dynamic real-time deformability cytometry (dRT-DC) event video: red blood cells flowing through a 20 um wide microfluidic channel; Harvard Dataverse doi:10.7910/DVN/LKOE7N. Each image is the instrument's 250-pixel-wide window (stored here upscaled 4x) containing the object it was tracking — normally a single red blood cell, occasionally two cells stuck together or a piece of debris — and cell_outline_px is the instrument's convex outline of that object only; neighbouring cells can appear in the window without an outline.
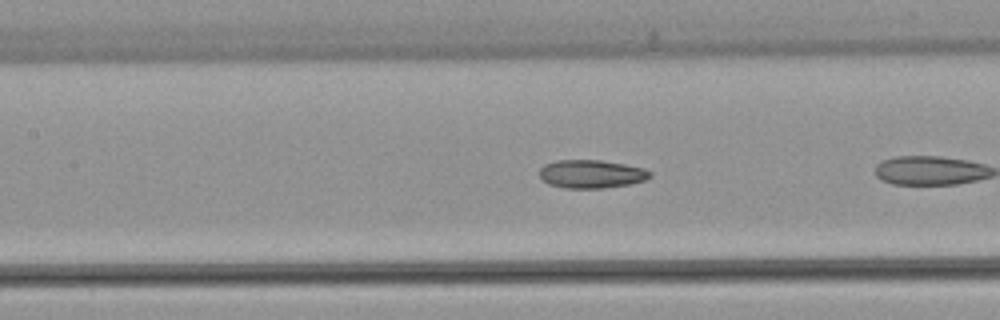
{"species": "common noctule bat (a hibernating species)", "species_latin": "Nyctalus noctula", "temperature_condition": "warm", "stored_images_in_passage": 25, "camera_frame_rate_fps": 3000, "um_per_image_px": 0.085, "animal": {"sex": "female", "body_mass_g": 22.7, "forearm_length_mm": 54.2}, "frame": {"image": 1, "passage_image": 8, "time_ms": 2.333, "image_size_px": [1000, 320], "cell_outline_px": [[652, 176], [644, 180], [632, 184], [604, 188], [564, 188], [548, 184], [540, 176], [540, 168], [544, 164], [556, 160], [600, 160], [624, 164], [644, 168], [652, 172]], "centroid_in_image_um": [50.28, 14.79], "position_along_channel_um": 157.1, "area_um2": 18.32}}
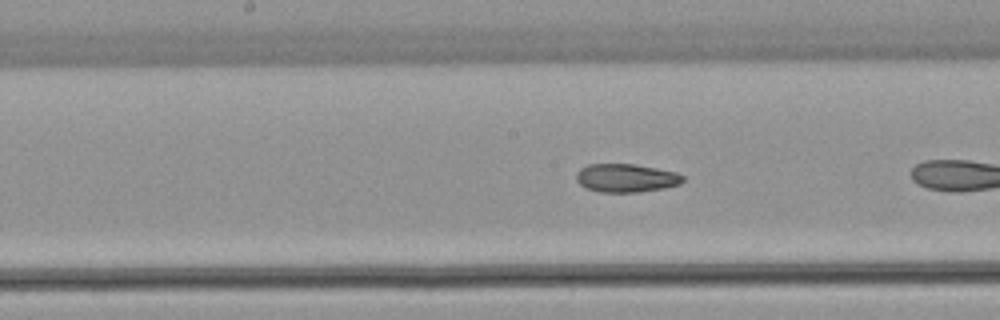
{"frame": {"image": 2, "passage_image": 11, "time_ms": 3.333, "image_size_px": [1000, 320], "cell_outline_px": [[684, 180], [680, 184], [664, 188], [640, 192], [600, 192], [584, 188], [576, 180], [576, 172], [580, 168], [588, 164], [636, 164], [676, 172], [684, 176]], "centroid_in_image_um": [53.2, 15.13], "position_along_channel_um": 195.0, "area_um2": 17.8}}